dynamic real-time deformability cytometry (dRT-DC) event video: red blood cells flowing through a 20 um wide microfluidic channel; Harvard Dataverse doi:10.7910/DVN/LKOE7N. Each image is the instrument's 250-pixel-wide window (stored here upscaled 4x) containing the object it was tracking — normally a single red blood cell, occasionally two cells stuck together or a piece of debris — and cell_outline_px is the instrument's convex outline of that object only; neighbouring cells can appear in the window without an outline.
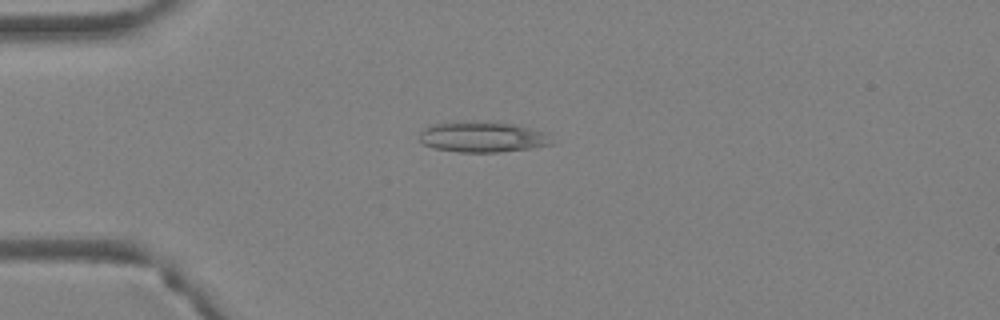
{"species": "Egyptian fruit bat (a non-hibernating species)", "species_latin": "Rousettus aegyptiacus", "temperature_condition": "warm", "stored_images_in_passage": 43, "camera_frame_rate_fps": 3000, "um_per_image_px": 0.085, "animal": {"sex": "female"}, "frame": {"image": 1, "passage_image": 12, "time_ms": 3.667, "image_size_px": [1000, 320], "cell_outline_px": [[552, 144], [528, 148], [500, 152], [460, 152], [432, 148], [424, 144], [420, 140], [420, 132], [424, 128], [432, 124], [468, 120], [476, 120], [512, 124], [548, 132]], "centroid_in_image_um": [40.98, 11.62], "position_along_channel_um": 44.0, "area_um2": 23.76}}
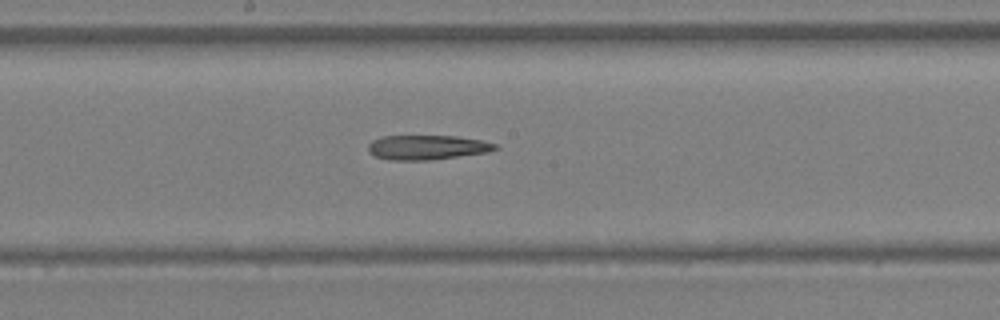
{"frame": {"image": 2, "passage_image": 24, "time_ms": 7.667, "image_size_px": [1000, 320], "cell_outline_px": [[500, 148], [488, 152], [432, 160], [388, 160], [376, 156], [368, 152], [368, 144], [372, 140], [380, 136], [456, 136], [480, 140], [496, 144]], "centroid_in_image_um": [36.28, 12.53], "position_along_channel_um": 211.9, "area_um2": 18.26}}
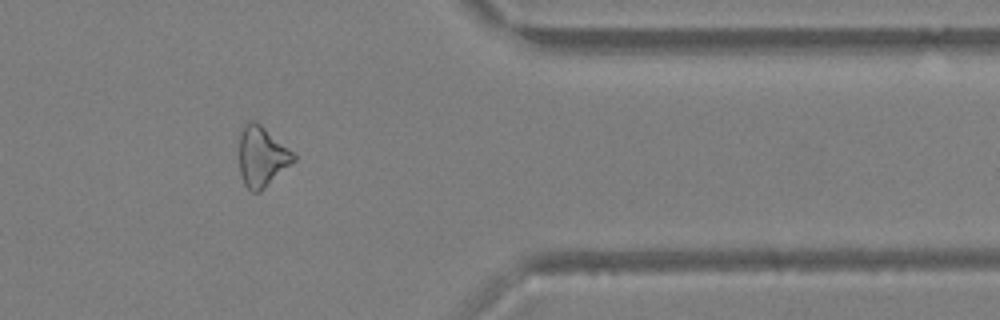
{"frame": {"image": 3, "passage_image": 36, "time_ms": 11.667, "image_size_px": [1000, 320], "cell_outline_px": [[296, 160], [260, 192], [252, 192], [244, 184], [240, 172], [240, 128], [248, 120], [256, 120], [292, 152], [296, 156]], "centroid_in_image_um": [22.24, 13.29], "position_along_channel_um": 389.2, "area_um2": 18.96}}